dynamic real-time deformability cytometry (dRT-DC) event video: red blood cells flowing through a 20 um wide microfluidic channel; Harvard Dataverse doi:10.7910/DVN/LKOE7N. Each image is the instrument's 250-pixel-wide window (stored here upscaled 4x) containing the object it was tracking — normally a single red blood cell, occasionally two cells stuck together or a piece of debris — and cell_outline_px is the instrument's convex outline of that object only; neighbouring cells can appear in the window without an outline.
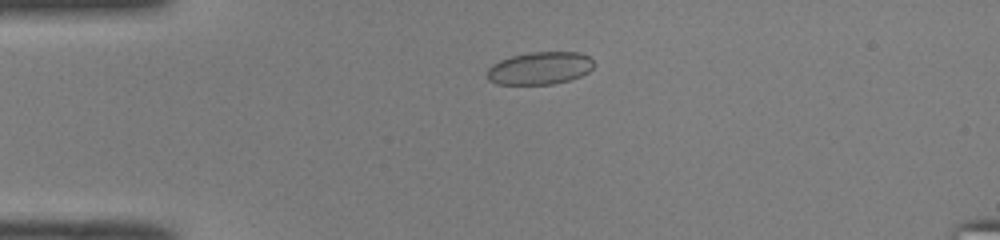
{"species": "common noctule bat (a hibernating species)", "species_latin": "Nyctalus noctula", "temperature_condition": "room temperature", "stored_images_in_passage": 41, "camera_frame_rate_fps": 3000, "um_per_image_px": 0.085, "animal": {"sex": "male", "body_mass_g": 19.0, "forearm_length_mm": 50.8}, "frame": {"image": 1, "passage_image": 3, "time_ms": 0.667, "image_size_px": [1000, 240], "cell_outline_px": [[592, 68], [588, 72], [580, 76], [568, 80], [552, 84], [496, 84], [488, 80], [488, 68], [492, 64], [500, 60], [512, 56], [532, 52], [580, 52], [588, 56], [592, 60]], "centroid_in_image_um": [45.87, 5.79], "position_along_channel_um": 39.1, "area_um2": 20.11}}
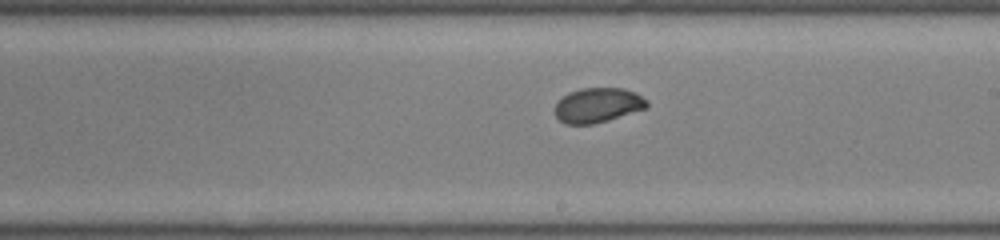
{"frame": {"image": 2, "passage_image": 20, "time_ms": 6.333, "image_size_px": [1000, 240], "cell_outline_px": [[648, 108], [608, 120], [592, 124], [564, 124], [556, 116], [556, 104], [568, 92], [580, 88], [624, 88], [648, 100]], "centroid_in_image_um": [50.82, 8.94], "position_along_channel_um": 238.2, "area_um2": 18.5}}
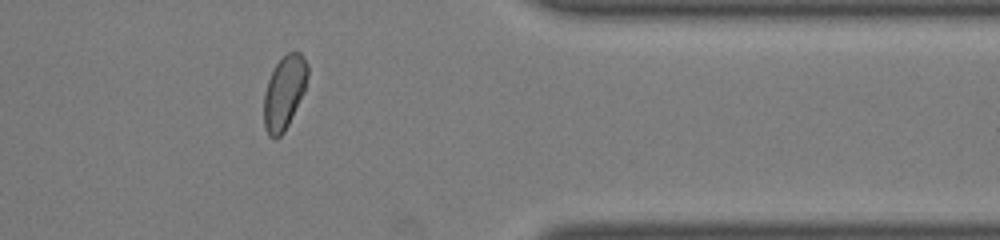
{"frame": {"image": 3, "passage_image": 32, "time_ms": 10.333, "image_size_px": [1000, 240], "cell_outline_px": [[308, 76], [304, 92], [284, 132], [276, 140], [268, 136], [264, 128], [264, 92], [268, 80], [276, 64], [288, 52], [300, 52], [304, 56], [308, 64]], "centroid_in_image_um": [24.16, 7.87], "position_along_channel_um": 387.2, "area_um2": 18.79}, "authors_computed_cell_mechanics": {"area_um2": 19.2474, "velocity_mm_per_s": 4.0874, "shape_relaxation_time_tau1_ms": 5.7792, "shape_relaxation_time_tau2_ms": null, "deformation_change_tau1": 0.1501, "deformation_change_tau2": null}}